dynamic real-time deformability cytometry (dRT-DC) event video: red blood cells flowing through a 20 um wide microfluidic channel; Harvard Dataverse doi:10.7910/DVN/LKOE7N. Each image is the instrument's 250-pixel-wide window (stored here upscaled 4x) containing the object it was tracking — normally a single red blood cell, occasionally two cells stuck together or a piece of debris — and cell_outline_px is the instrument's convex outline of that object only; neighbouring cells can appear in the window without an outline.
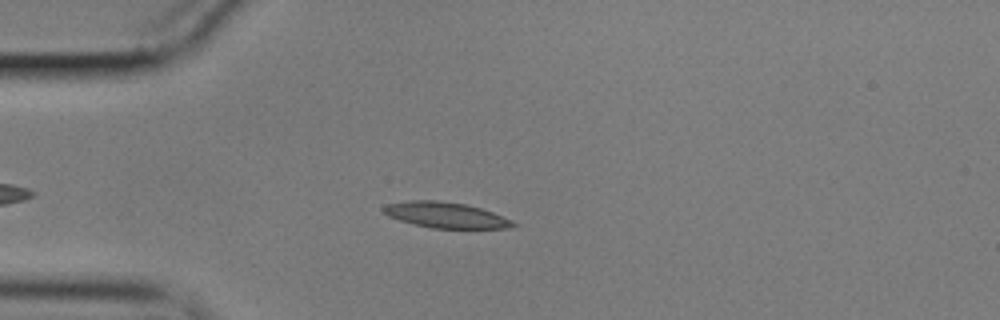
{"species": "common noctule bat (a hibernating species)", "species_latin": "Nyctalus noctula", "temperature_condition": "cold", "stored_images_in_passage": 52, "camera_frame_rate_fps": 3000, "um_per_image_px": 0.085, "animal": {"sex": "male", "body_mass_g": 17.9}, "frame": {"image": 1, "passage_image": 11, "time_ms": 3.333, "image_size_px": [1000, 320], "cell_outline_px": [[520, 224], [508, 228], [432, 228], [400, 220], [388, 216], [380, 208], [384, 204], [412, 200], [436, 200], [468, 204], [492, 212], [512, 220]], "centroid_in_image_um": [37.88, 18.27], "position_along_channel_um": 47.1, "area_um2": 19.42}}
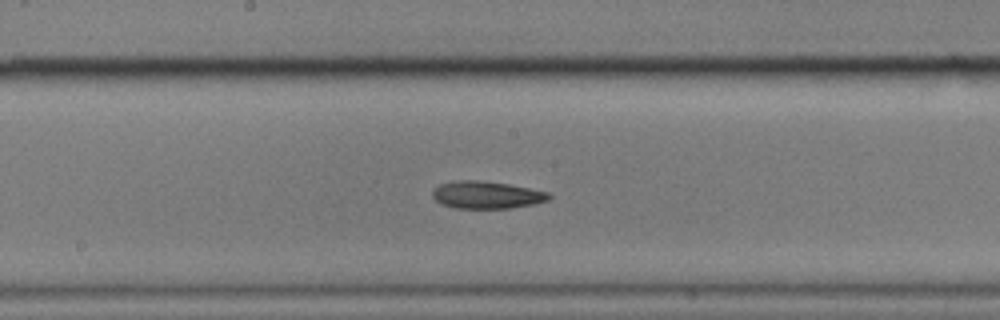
{"frame": {"image": 2, "passage_image": 26, "time_ms": 8.333, "image_size_px": [1000, 320], "cell_outline_px": [[552, 196], [548, 200], [532, 204], [512, 208], [456, 208], [440, 204], [432, 196], [432, 188], [440, 184], [456, 180], [484, 180], [508, 184], [548, 192]], "centroid_in_image_um": [41.32, 16.56], "position_along_channel_um": 206.9, "area_um2": 18.67}}
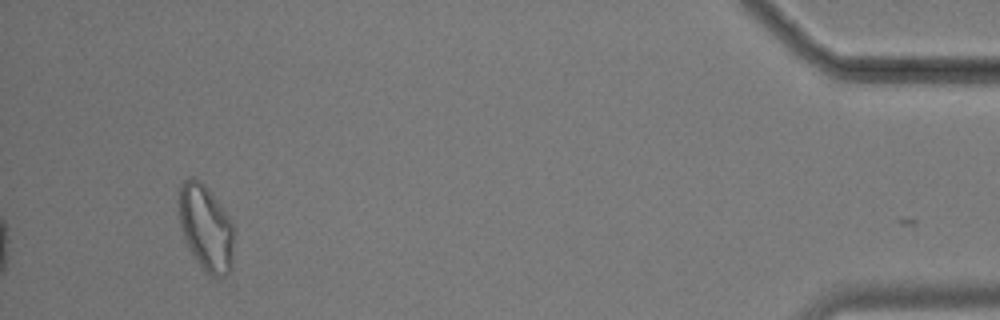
{"frame": {"image": 3, "passage_image": 50, "time_ms": 16.333, "image_size_px": [1000, 320], "cell_outline_px": [[232, 268], [224, 276], [212, 276], [196, 260], [188, 248], [184, 240], [180, 224], [180, 184], [188, 176], [192, 176], [200, 180], [208, 188], [224, 208], [232, 224]], "centroid_in_image_um": [17.49, 19.32], "position_along_channel_um": 417.7, "area_um2": 27.28}, "authors_computed_cell_mechanics": {"area_um2": 19.1607, "velocity_mm_per_s": 3.5053, "shape_relaxation_time_tau1_ms": 5.0694, "shape_relaxation_time_tau2_ms": 5.7569, "deformation_change_tau1": 0.1433, "deformation_change_tau2": 0.1337}}